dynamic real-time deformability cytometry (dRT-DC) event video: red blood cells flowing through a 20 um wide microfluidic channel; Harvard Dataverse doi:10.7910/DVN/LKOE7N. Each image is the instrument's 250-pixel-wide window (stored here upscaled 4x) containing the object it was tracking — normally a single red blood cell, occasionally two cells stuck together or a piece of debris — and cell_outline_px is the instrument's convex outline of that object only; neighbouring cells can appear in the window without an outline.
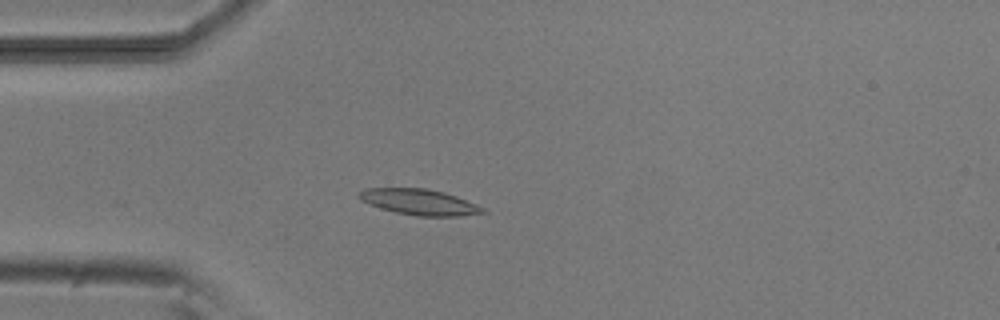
{"species": "common noctule bat (a hibernating species)", "species_latin": "Nyctalus noctula", "temperature_condition": "room temperature", "stored_images_in_passage": 4, "camera_frame_rate_fps": 3000, "um_per_image_px": 0.085, "animal": {"sex": "male", "body_mass_g": 20.5, "forearm_length_mm": 52.5}, "frame": {"image": 1, "passage_image": 4, "time_ms": 4.333, "image_size_px": [1000, 320], "cell_outline_px": [[488, 212], [460, 216], [416, 216], [396, 212], [380, 208], [360, 200], [356, 196], [364, 188], [424, 188], [444, 192], [456, 196], [476, 204], [484, 208]], "centroid_in_image_um": [35.63, 17.17], "position_along_channel_um": 49.4, "area_um2": 18.61}}